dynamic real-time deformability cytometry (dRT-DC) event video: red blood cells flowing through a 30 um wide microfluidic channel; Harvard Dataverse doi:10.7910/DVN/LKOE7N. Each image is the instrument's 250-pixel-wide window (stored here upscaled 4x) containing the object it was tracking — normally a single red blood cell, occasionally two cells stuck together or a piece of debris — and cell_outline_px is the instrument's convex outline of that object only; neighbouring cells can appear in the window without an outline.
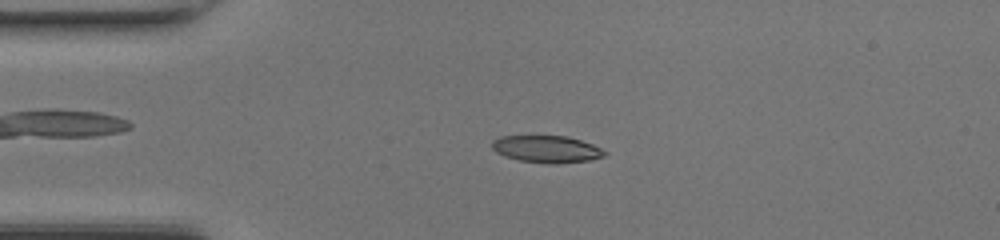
{"species": "common noctule bat (a hibernating species)", "species_latin": "Nyctalus noctula", "temperature_condition": "room temperature", "stored_images_in_passage": 48, "camera_frame_rate_fps": 3000, "um_per_image_px": 0.085, "animal": {"sex": "female", "body_mass_g": 17.0, "forearm_length_mm": 48.0}, "frame": {"image": 1, "passage_image": 11, "time_ms": 3.333, "image_size_px": [1000, 240], "cell_outline_px": [[608, 152], [604, 156], [592, 160], [556, 164], [548, 164], [520, 160], [504, 156], [496, 152], [492, 148], [492, 140], [500, 136], [568, 136], [592, 144]], "centroid_in_image_um": [46.47, 12.68], "position_along_channel_um": 38.5, "area_um2": 17.86}}
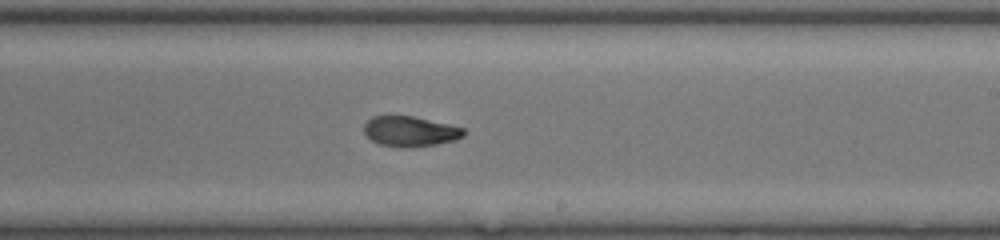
{"frame": {"image": 2, "passage_image": 28, "time_ms": 9.0, "image_size_px": [1000, 240], "cell_outline_px": [[464, 136], [456, 140], [436, 144], [412, 148], [396, 148], [380, 144], [372, 140], [364, 132], [364, 124], [372, 116], [412, 116], [448, 124], [464, 128]], "centroid_in_image_um": [34.86, 11.18], "position_along_channel_um": 254.1, "area_um2": 17.63}}
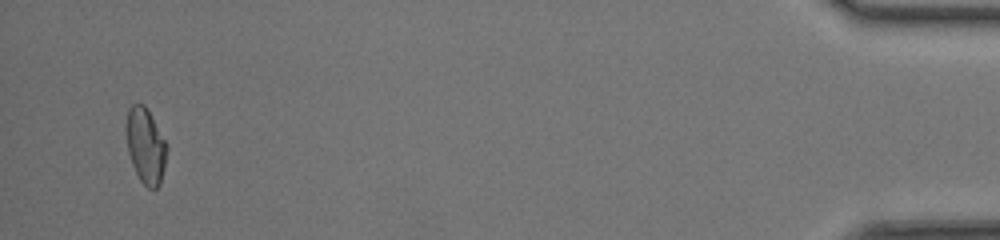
{"frame": {"image": 3, "passage_image": 46, "time_ms": 15.0, "image_size_px": [1000, 240], "cell_outline_px": [[168, 148], [160, 184], [156, 188], [148, 188], [140, 180], [132, 164], [128, 152], [128, 108], [132, 104], [144, 104], [168, 144]], "centroid_in_image_um": [12.41, 12.41], "position_along_channel_um": 422.8, "area_um2": 17.4}, "authors_computed_cell_mechanics": {"area_um2": 17.9758, "velocity_mm_per_s": 4.3221, "shape_relaxation_time_tau1_ms": null, "shape_relaxation_time_tau2_ms": 2.5806, "deformation_change_tau1": null, "deformation_change_tau2": 0.0827}}